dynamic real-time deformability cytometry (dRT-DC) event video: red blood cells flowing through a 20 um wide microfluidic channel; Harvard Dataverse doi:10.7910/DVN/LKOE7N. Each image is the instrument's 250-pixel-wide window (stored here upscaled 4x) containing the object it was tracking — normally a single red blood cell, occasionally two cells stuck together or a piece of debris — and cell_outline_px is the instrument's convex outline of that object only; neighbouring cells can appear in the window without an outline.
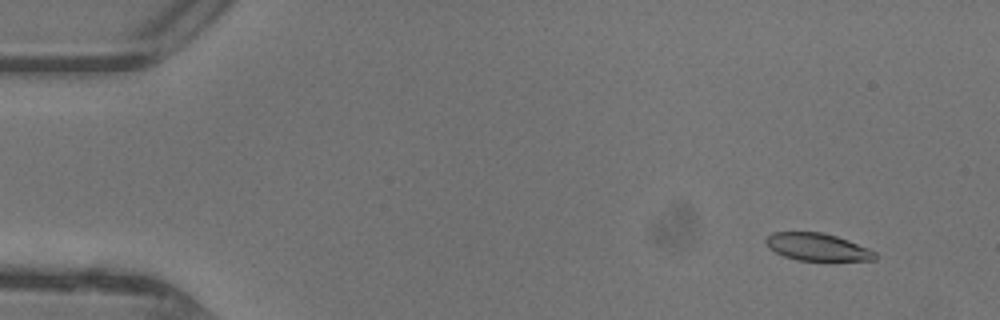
{"species": "common noctule bat (a hibernating species)", "species_latin": "Nyctalus noctula", "temperature_condition": "warm", "stored_images_in_passage": 48, "camera_frame_rate_fps": 3000, "um_per_image_px": 0.085, "animal": {"sex": "female"}, "frame": {"image": 1, "passage_image": 5, "time_ms": 1.333, "image_size_px": [1000, 320], "cell_outline_px": [[876, 260], [796, 260], [784, 256], [768, 248], [764, 240], [772, 232], [824, 232], [848, 240], [868, 248], [876, 252]], "centroid_in_image_um": [69.45, 20.98], "position_along_channel_um": 15.5, "area_um2": 17.4}}
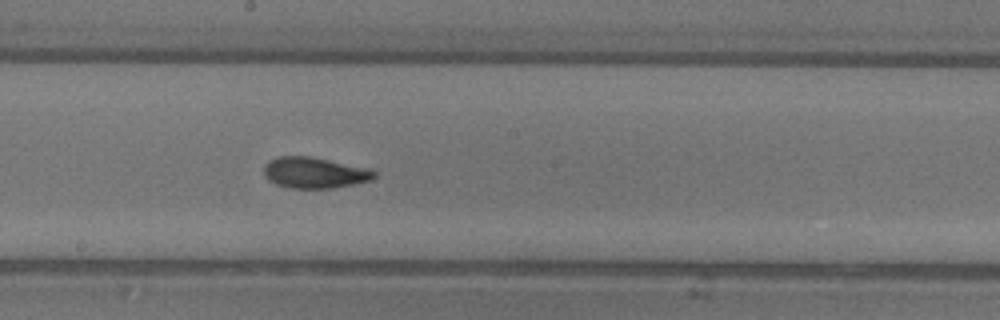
{"frame": {"image": 2, "passage_image": 27, "time_ms": 8.667, "image_size_px": [1000, 320], "cell_outline_px": [[376, 176], [372, 180], [332, 188], [288, 188], [276, 184], [268, 180], [264, 176], [264, 164], [268, 160], [276, 156], [308, 156], [372, 168], [376, 172]], "centroid_in_image_um": [26.72, 14.67], "position_along_channel_um": 221.5, "area_um2": 20.17}}
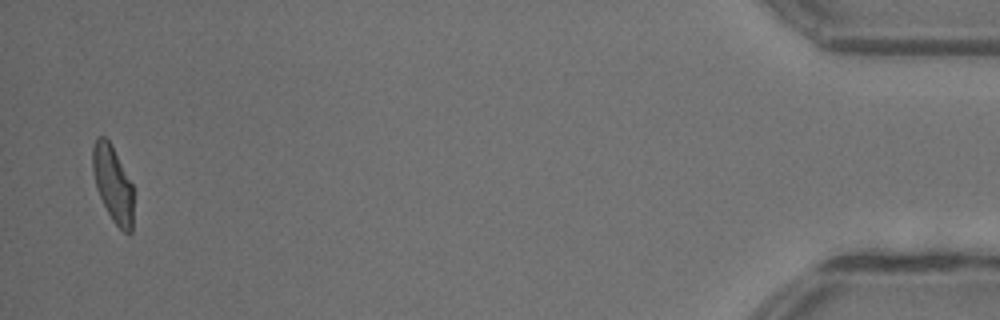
{"frame": {"image": 3, "passage_image": 47, "time_ms": 15.333, "image_size_px": [1000, 320], "cell_outline_px": [[132, 232], [124, 232], [112, 220], [96, 188], [92, 172], [92, 144], [96, 136], [104, 136], [108, 140], [132, 184]], "centroid_in_image_um": [9.55, 15.6], "position_along_channel_um": 425.6, "area_um2": 17.8}, "authors_computed_cell_mechanics": {"area_um2": 19.1318, "velocity_mm_per_s": 4.4136, "shape_relaxation_time_tau1_ms": 5.5574, "shape_relaxation_time_tau2_ms": 1.164, "deformation_change_tau1": 0.1886, "deformation_change_tau2": 0.0765}}